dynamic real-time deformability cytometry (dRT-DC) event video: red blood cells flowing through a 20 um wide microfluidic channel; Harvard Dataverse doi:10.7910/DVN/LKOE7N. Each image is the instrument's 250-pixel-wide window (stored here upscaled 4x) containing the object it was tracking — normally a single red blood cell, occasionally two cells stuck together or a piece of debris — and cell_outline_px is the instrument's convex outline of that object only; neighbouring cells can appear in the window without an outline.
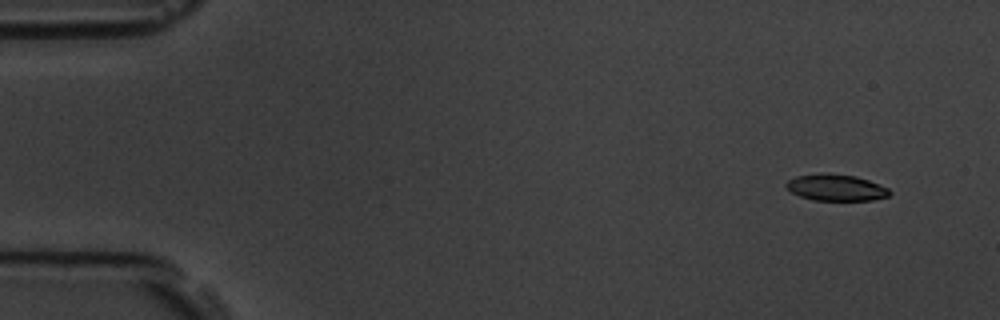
{"species": "common noctule bat (a hibernating species)", "species_latin": "Nyctalus noctula", "temperature_condition": "room temperature", "stored_images_in_passage": 6, "camera_frame_rate_fps": 3000, "um_per_image_px": 0.085, "animal": {"sex": "male", "body_mass_g": 19.5, "forearm_length_mm": 54.6}, "frame": {"image": 1, "passage_image": 1, "time_ms": 0.0, "image_size_px": [1000, 320], "cell_outline_px": [[892, 192], [888, 196], [872, 200], [812, 200], [800, 196], [792, 192], [784, 184], [788, 180], [796, 176], [820, 172], [824, 172], [856, 176], [868, 180], [888, 188]], "centroid_in_image_um": [71.04, 15.93], "position_along_channel_um": 14.0, "area_um2": 16.01}}
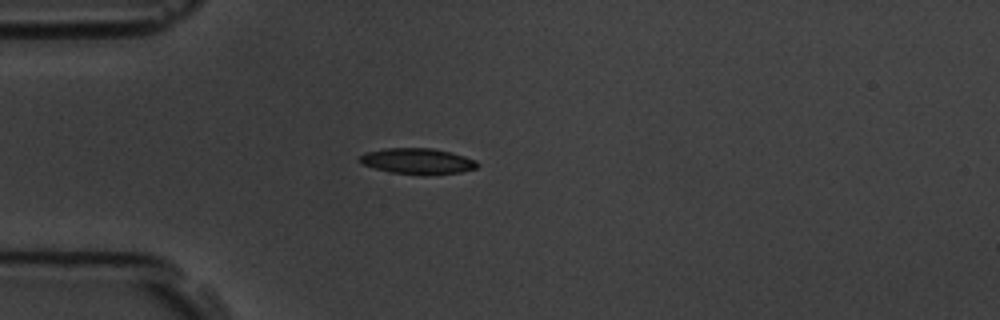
{"frame": {"image": 2, "passage_image": 4, "time_ms": 3.667, "image_size_px": [1000, 320], "cell_outline_px": [[480, 164], [476, 168], [460, 172], [424, 176], [388, 172], [364, 164], [360, 160], [360, 156], [364, 152], [384, 148], [432, 148], [452, 152], [476, 160]], "centroid_in_image_um": [35.52, 13.7], "position_along_channel_um": 49.5, "area_um2": 17.92}}
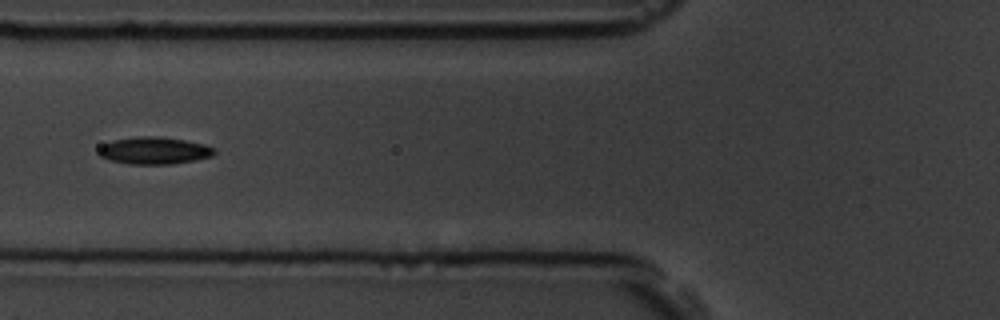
{"frame": {"image": 3, "passage_image": 6, "time_ms": 5.667, "image_size_px": [1000, 320], "cell_outline_px": [[216, 152], [212, 156], [196, 160], [172, 164], [128, 164], [108, 160], [100, 156], [96, 152], [104, 144], [112, 140], [136, 136], [160, 136], [184, 140], [204, 144], [216, 148]], "centroid_in_image_um": [13.1, 12.8], "position_along_channel_um": 112.7, "area_um2": 18.55}}